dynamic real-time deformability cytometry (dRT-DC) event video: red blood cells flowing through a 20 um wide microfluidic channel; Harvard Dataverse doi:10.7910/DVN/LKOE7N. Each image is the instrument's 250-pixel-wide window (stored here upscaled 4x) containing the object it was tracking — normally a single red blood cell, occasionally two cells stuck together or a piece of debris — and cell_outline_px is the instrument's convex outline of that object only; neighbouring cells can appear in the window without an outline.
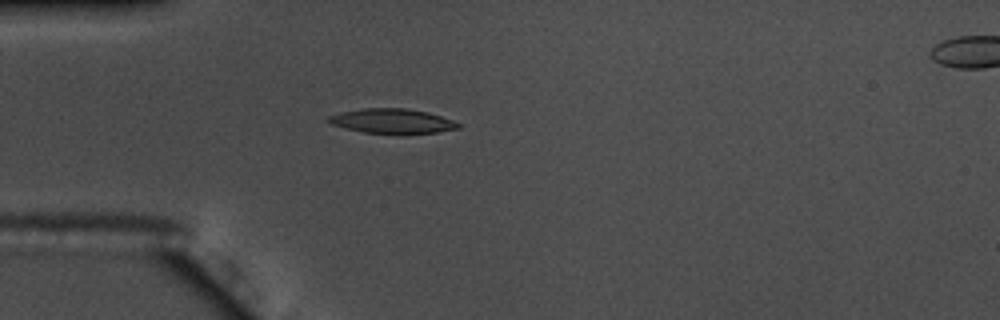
{"species": "common noctule bat (a hibernating species)", "species_latin": "Nyctalus noctula", "temperature_condition": "warm", "stored_images_in_passage": 40, "camera_frame_rate_fps": 3000, "um_per_image_px": 0.085, "animal": {"sex": "male", "body_mass_g": 17.5, "forearm_length_mm": 52.3}, "frame": {"image": 1, "passage_image": 1, "time_ms": 0.0, "image_size_px": [1000, 320], "cell_outline_px": [[460, 128], [436, 132], [400, 136], [364, 132], [344, 128], [332, 124], [328, 120], [328, 116], [340, 112], [364, 108], [404, 108], [428, 112], [452, 120], [460, 124]], "centroid_in_image_um": [33.35, 10.32], "position_along_channel_um": 51.7, "area_um2": 19.07}}
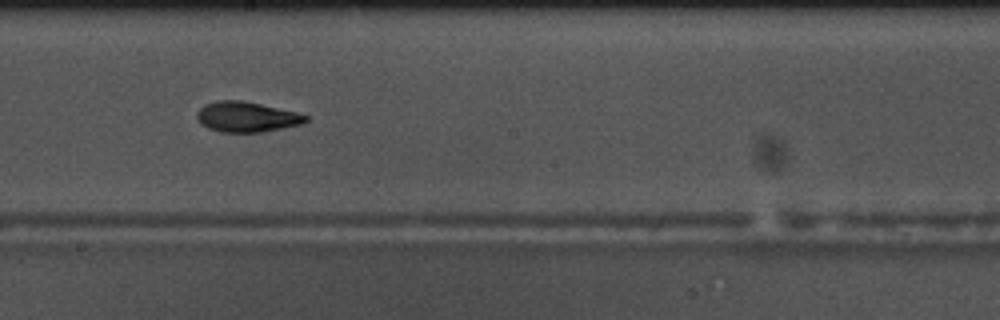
{"frame": {"image": 2, "passage_image": 16, "time_ms": 5.0, "image_size_px": [1000, 320], "cell_outline_px": [[308, 120], [300, 124], [260, 132], [220, 132], [208, 128], [200, 124], [196, 116], [196, 112], [204, 104], [216, 100], [244, 100], [296, 112], [308, 116]], "centroid_in_image_um": [20.9, 9.92], "position_along_channel_um": 227.3, "area_um2": 19.19}}
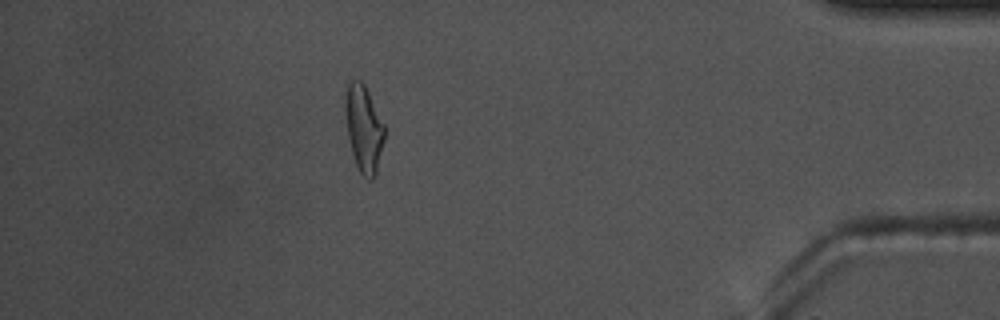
{"frame": {"image": 3, "passage_image": 34, "time_ms": 11.0, "image_size_px": [1000, 320], "cell_outline_px": [[384, 140], [376, 172], [372, 180], [368, 180], [360, 172], [356, 164], [352, 152], [348, 136], [344, 108], [344, 96], [348, 84], [352, 80], [360, 80], [364, 84], [384, 124]], "centroid_in_image_um": [30.9, 10.91], "position_along_channel_um": 404.3, "area_um2": 19.59}, "authors_computed_cell_mechanics": {"area_um2": 19.0162, "velocity_mm_per_s": 3.7178, "shape_relaxation_time_tau1_ms": 6.5742, "shape_relaxation_time_tau2_ms": 1.9706, "deformation_change_tau1": 0.2262, "deformation_change_tau2": 0.0844}}